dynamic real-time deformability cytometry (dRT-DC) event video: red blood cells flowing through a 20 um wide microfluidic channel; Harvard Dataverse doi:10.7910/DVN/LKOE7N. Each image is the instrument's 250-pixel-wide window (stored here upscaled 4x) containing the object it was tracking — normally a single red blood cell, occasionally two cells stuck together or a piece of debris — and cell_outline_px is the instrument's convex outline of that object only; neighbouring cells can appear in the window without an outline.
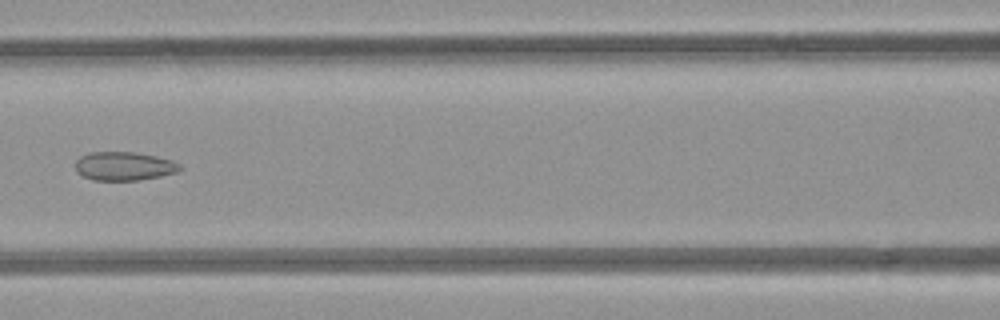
{"species": "common noctule bat (a hibernating species)", "species_latin": "Nyctalus noctula", "temperature_condition": "room temperature", "stored_images_in_passage": 7, "camera_frame_rate_fps": 3000, "um_per_image_px": 0.085, "animal": {"sex": "female", "body_mass_g": 21.9}, "frame": {"image": 1, "passage_image": 7, "time_ms": 7.0, "image_size_px": [1000, 320], "cell_outline_px": [[180, 172], [140, 180], [92, 180], [76, 172], [76, 160], [80, 156], [88, 152], [136, 152], [156, 156], [172, 160], [180, 164]], "centroid_in_image_um": [10.55, 14.12], "position_along_channel_um": 156.1, "area_um2": 17.57}}